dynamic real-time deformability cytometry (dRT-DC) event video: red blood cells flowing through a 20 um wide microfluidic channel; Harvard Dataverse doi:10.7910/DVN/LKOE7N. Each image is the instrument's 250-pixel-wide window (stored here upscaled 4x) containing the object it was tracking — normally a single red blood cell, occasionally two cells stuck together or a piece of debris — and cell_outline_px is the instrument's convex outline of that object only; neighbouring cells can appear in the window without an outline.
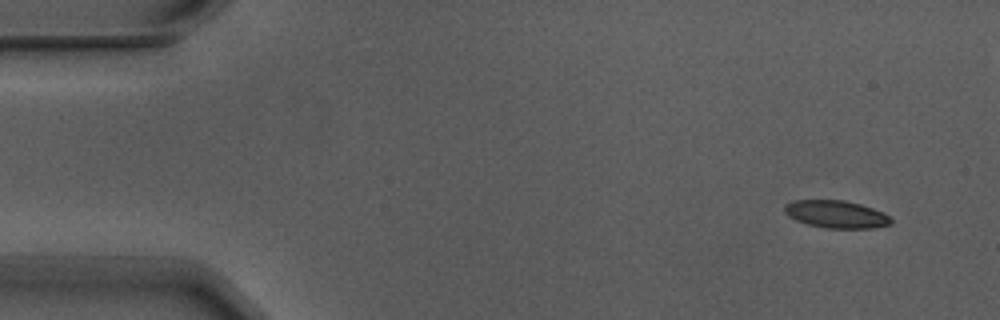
{"species": "Egyptian fruit bat (a non-hibernating species)", "species_latin": "Rousettus aegyptiacus", "temperature_condition": "warm", "stored_images_in_passage": 5, "camera_frame_rate_fps": 3000, "um_per_image_px": 0.085, "animal": {"sex": "male"}, "frame": {"image": 1, "passage_image": 1, "time_ms": 0.0, "image_size_px": [1000, 320], "cell_outline_px": [[892, 224], [872, 228], [828, 228], [808, 224], [796, 220], [788, 216], [784, 212], [784, 204], [796, 200], [844, 200], [860, 204], [872, 208], [888, 216], [892, 220]], "centroid_in_image_um": [71.05, 18.21], "position_along_channel_um": 14.0, "area_um2": 16.94}}